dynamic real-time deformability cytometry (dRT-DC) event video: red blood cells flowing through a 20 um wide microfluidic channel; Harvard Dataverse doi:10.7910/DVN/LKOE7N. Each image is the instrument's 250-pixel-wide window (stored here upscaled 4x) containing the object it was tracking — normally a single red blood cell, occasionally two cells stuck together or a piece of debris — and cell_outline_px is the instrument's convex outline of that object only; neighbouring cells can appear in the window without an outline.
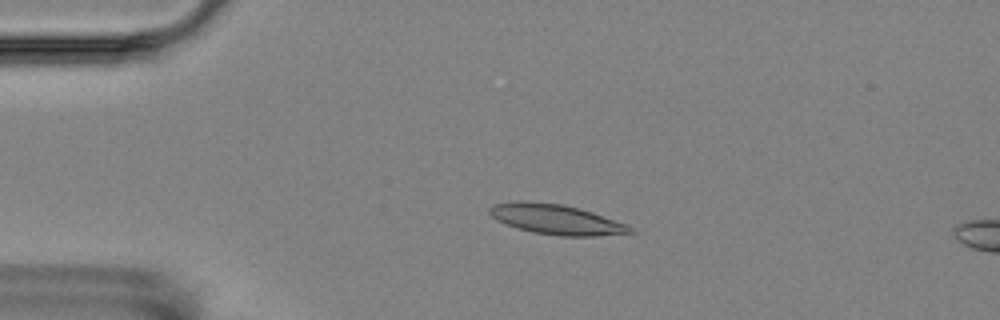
{"species": "Egyptian fruit bat (a non-hibernating species)", "species_latin": "Rousettus aegyptiacus", "temperature_condition": "room temperature", "stored_images_in_passage": 4, "camera_frame_rate_fps": 3000, "um_per_image_px": 0.085, "animal": {"sex": "female"}, "frame": {"image": 1, "passage_image": 3, "time_ms": 3.0, "image_size_px": [1000, 320], "cell_outline_px": [[636, 232], [596, 236], [560, 236], [532, 232], [496, 220], [488, 212], [488, 208], [492, 204], [516, 200], [524, 200], [560, 204], [592, 212], [628, 224]], "centroid_in_image_um": [47.26, 18.64], "position_along_channel_um": 37.7, "area_um2": 24.57}}